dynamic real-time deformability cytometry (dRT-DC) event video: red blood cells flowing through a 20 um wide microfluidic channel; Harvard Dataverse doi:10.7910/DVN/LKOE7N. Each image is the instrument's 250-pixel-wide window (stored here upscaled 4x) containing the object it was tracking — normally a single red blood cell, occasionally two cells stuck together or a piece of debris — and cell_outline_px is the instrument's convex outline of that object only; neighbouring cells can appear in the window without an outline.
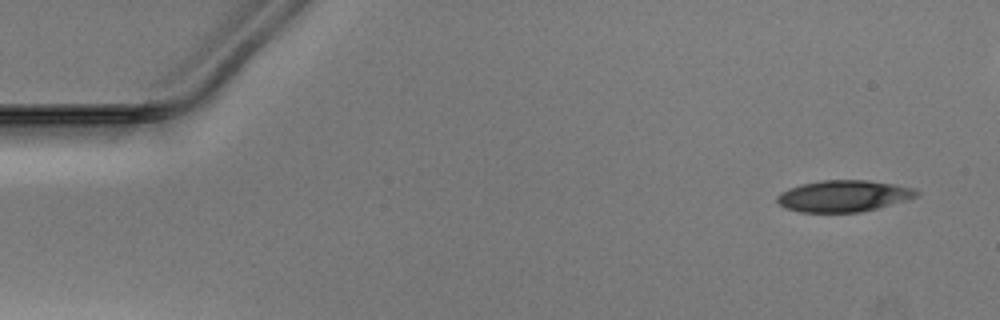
{"species": "Egyptian fruit bat (a non-hibernating species)", "species_latin": "Rousettus aegyptiacus", "temperature_condition": "warm", "stored_images_in_passage": 47, "camera_frame_rate_fps": 3000, "um_per_image_px": 0.085, "animal": {"sex": "male"}, "frame": {"image": 1, "passage_image": 1, "time_ms": 0.0, "image_size_px": [1000, 320], "cell_outline_px": [[920, 196], [908, 200], [860, 212], [800, 212], [784, 208], [776, 200], [776, 196], [780, 192], [788, 188], [800, 184], [824, 180], [868, 180], [916, 188], [920, 192]], "centroid_in_image_um": [71.71, 16.66], "position_along_channel_um": 13.3, "area_um2": 25.78}}
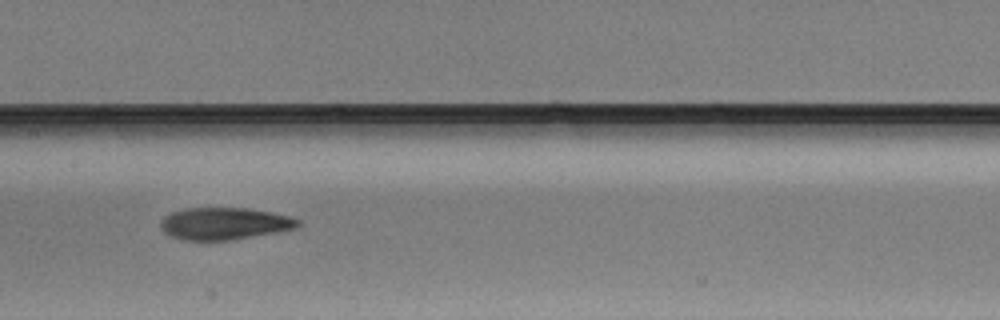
{"frame": {"image": 2, "passage_image": 23, "time_ms": 7.333, "image_size_px": [1000, 320], "cell_outline_px": [[300, 224], [292, 228], [272, 232], [228, 240], [180, 240], [164, 232], [160, 228], [160, 224], [164, 216], [172, 212], [184, 208], [248, 208], [288, 216], [300, 220]], "centroid_in_image_um": [18.98, 18.99], "position_along_channel_um": 188.4, "area_um2": 25.2}}
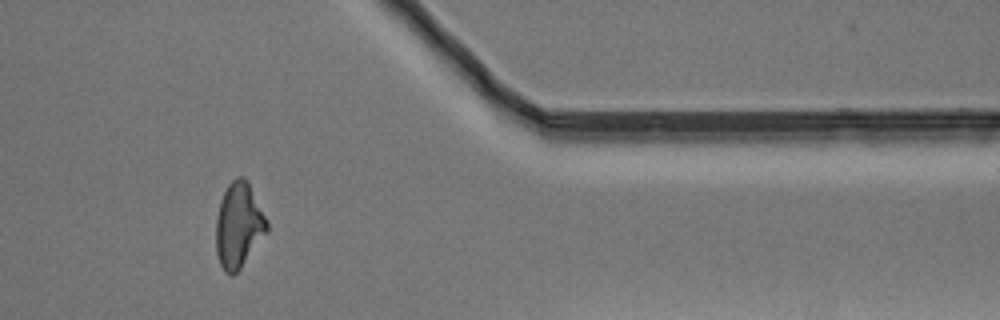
{"frame": {"image": 3, "passage_image": 40, "time_ms": 13.0, "image_size_px": [1000, 320], "cell_outline_px": [[268, 232], [240, 268], [232, 276], [224, 272], [220, 264], [216, 252], [216, 220], [220, 200], [228, 184], [236, 176], [244, 176], [248, 180], [268, 220]], "centroid_in_image_um": [20.3, 19.12], "position_along_channel_um": 391.1, "area_um2": 25.55}}